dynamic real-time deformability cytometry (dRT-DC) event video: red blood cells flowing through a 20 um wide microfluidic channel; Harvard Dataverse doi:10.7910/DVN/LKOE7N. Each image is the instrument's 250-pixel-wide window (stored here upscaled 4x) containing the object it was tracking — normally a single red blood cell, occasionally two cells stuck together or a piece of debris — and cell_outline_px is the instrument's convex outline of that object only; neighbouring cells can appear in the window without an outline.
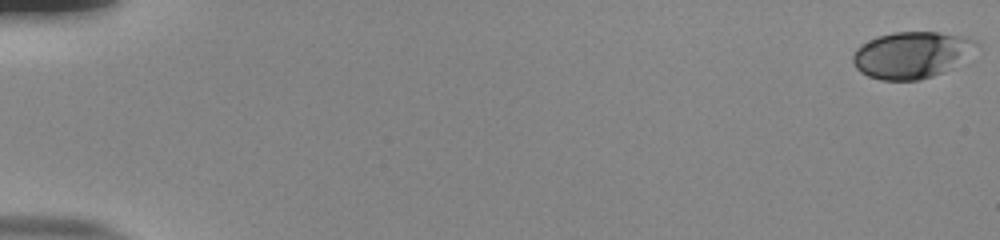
{"species": "human", "species_latin": "Homo sapiens", "temperature_condition": "room temperature", "stored_images_in_passage": 55, "camera_frame_rate_fps": 3000, "um_per_image_px": 0.085, "donor": {"sex": "male"}, "frame": {"image": 1, "passage_image": 1, "time_ms": 0.0, "image_size_px": [1000, 240], "cell_outline_px": [[980, 48], [952, 68], [944, 72], [920, 80], [880, 80], [868, 76], [860, 72], [856, 68], [852, 60], [852, 56], [856, 48], [860, 44], [876, 36], [892, 32], [940, 32], [968, 36], [976, 40], [980, 44]], "centroid_in_image_um": [77.52, 4.65], "position_along_channel_um": 7.5, "area_um2": 34.22}}
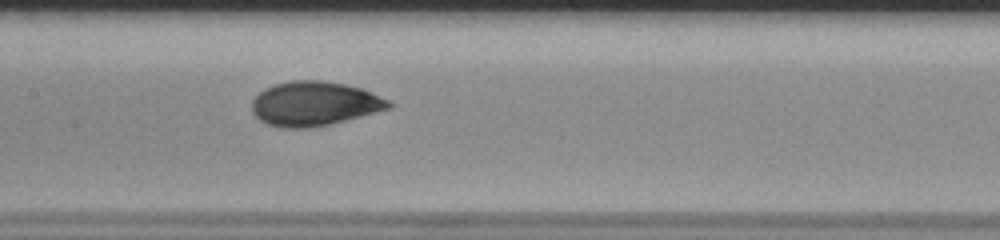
{"frame": {"image": 2, "passage_image": 29, "time_ms": 9.333, "image_size_px": [1000, 240], "cell_outline_px": [[392, 108], [328, 124], [308, 128], [280, 128], [268, 124], [260, 120], [252, 112], [252, 100], [264, 88], [272, 84], [292, 80], [320, 80], [344, 84], [364, 88], [388, 100], [392, 104]], "centroid_in_image_um": [26.7, 8.8], "position_along_channel_um": 180.7, "area_um2": 35.37}}
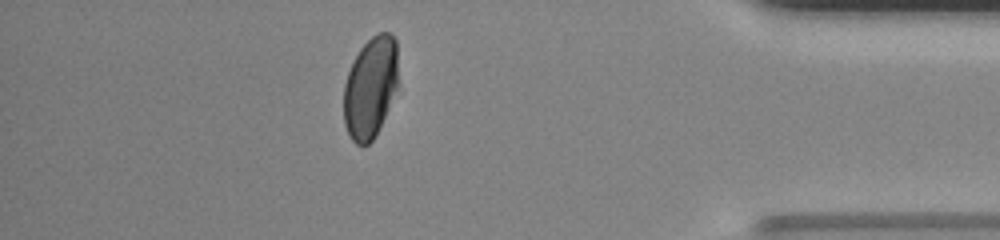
{"frame": {"image": 3, "passage_image": 49, "time_ms": 16.0, "image_size_px": [1000, 240], "cell_outline_px": [[396, 88], [384, 116], [372, 140], [368, 144], [356, 144], [352, 140], [344, 124], [344, 84], [348, 72], [360, 48], [372, 36], [380, 32], [388, 32], [396, 40]], "centroid_in_image_um": [31.45, 7.42], "position_along_channel_um": 403.8, "area_um2": 31.27}, "authors_computed_cell_mechanics": {"area_um2": 33.813, "velocity_mm_per_s": 3.8417, "shape_relaxation_time_tau1_ms": 5.1902, "shape_relaxation_time_tau2_ms": null, "deformation_change_tau1": 0.1736, "deformation_change_tau2": null}}